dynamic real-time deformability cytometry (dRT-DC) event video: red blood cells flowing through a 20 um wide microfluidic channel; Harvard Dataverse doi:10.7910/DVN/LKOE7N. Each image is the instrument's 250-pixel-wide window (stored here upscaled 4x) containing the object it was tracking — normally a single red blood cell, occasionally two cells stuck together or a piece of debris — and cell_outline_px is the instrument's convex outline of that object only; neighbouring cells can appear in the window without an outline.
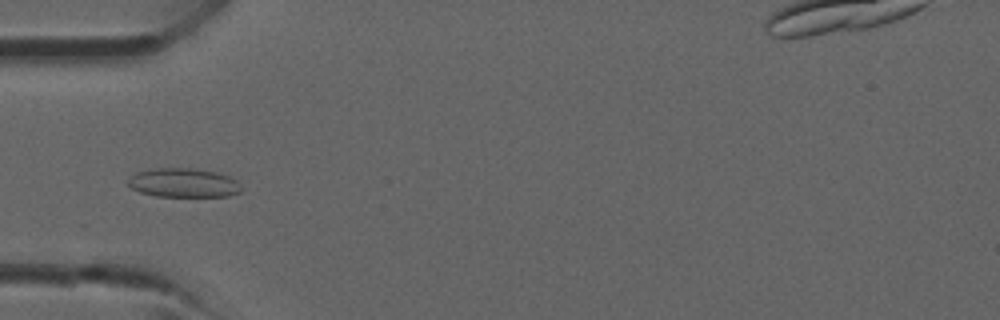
{"species": "common noctule bat (a hibernating species)", "species_latin": "Nyctalus noctula", "temperature_condition": "room temperature", "stored_images_in_passage": 43, "camera_frame_rate_fps": 3000, "um_per_image_px": 0.085, "animal": {"sex": "male", "forearm_length_mm": 52.5}, "frame": {"image": 1, "passage_image": 14, "time_ms": 4.333, "image_size_px": [1000, 320], "cell_outline_px": [[240, 192], [228, 196], [156, 196], [140, 192], [132, 188], [128, 184], [128, 180], [136, 172], [156, 168], [192, 168], [216, 172], [228, 176], [236, 180], [240, 188]], "centroid_in_image_um": [15.58, 15.54], "position_along_channel_um": 69.4, "area_um2": 18.96}}
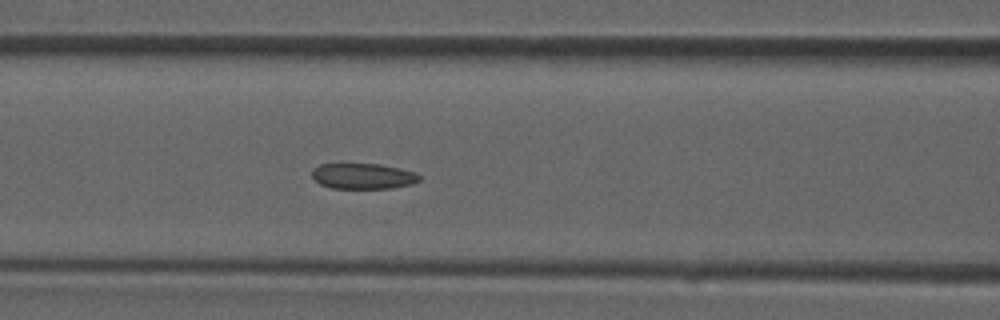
{"frame": {"image": 2, "passage_image": 18, "time_ms": 5.667, "image_size_px": [1000, 320], "cell_outline_px": [[420, 180], [412, 184], [392, 188], [332, 188], [320, 184], [312, 176], [312, 168], [320, 164], [340, 160], [344, 160], [380, 164], [400, 168], [412, 172], [420, 176]], "centroid_in_image_um": [30.77, 14.9], "position_along_channel_um": 135.8, "area_um2": 16.88}}
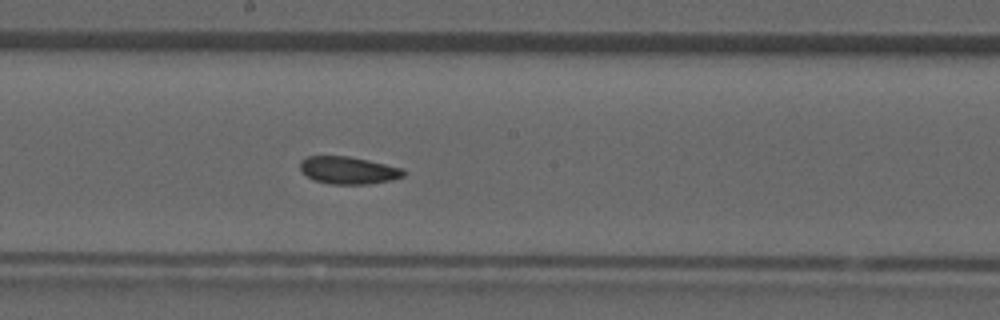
{"frame": {"image": 3, "passage_image": 23, "time_ms": 7.333, "image_size_px": [1000, 320], "cell_outline_px": [[404, 176], [392, 180], [368, 184], [332, 184], [316, 180], [308, 176], [300, 168], [300, 160], [308, 156], [348, 156], [368, 160], [404, 168]], "centroid_in_image_um": [29.64, 14.47], "position_along_channel_um": 218.6, "area_um2": 16.42}}